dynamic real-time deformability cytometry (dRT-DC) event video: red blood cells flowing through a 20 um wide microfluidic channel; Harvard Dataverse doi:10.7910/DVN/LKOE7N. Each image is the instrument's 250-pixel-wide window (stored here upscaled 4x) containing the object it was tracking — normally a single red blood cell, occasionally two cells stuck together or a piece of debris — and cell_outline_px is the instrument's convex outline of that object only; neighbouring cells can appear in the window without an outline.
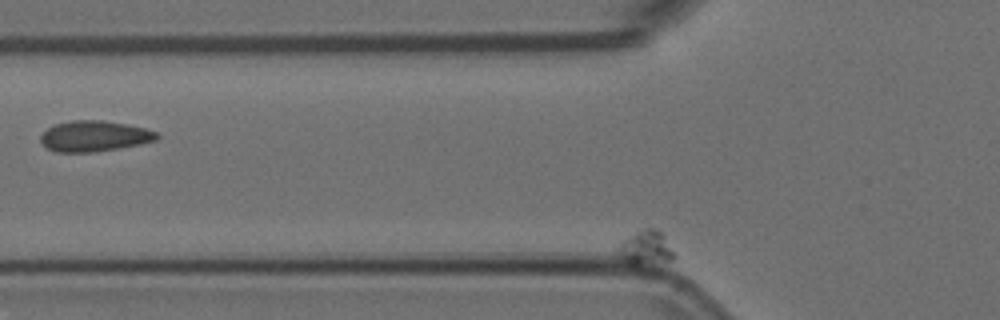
{"species": "Egyptian fruit bat (a non-hibernating species)", "species_latin": "Rousettus aegyptiacus", "temperature_condition": "room temperature", "stored_images_in_passage": 6, "camera_frame_rate_fps": 3000, "um_per_image_px": 0.085, "animal": {"sex": "female"}, "frame": {"image": 1, "passage_image": 6, "time_ms": 1.667, "image_size_px": [1000, 320], "cell_outline_px": [[672, 260], [640, 264], [632, 264], [616, 256], [616, 248], [620, 240], [640, 228], [652, 228], [660, 232], [664, 236], [672, 252]], "centroid_in_image_um": [54.76, 21.03], "position_along_channel_um": 71.0, "area_um2": 11.1}}